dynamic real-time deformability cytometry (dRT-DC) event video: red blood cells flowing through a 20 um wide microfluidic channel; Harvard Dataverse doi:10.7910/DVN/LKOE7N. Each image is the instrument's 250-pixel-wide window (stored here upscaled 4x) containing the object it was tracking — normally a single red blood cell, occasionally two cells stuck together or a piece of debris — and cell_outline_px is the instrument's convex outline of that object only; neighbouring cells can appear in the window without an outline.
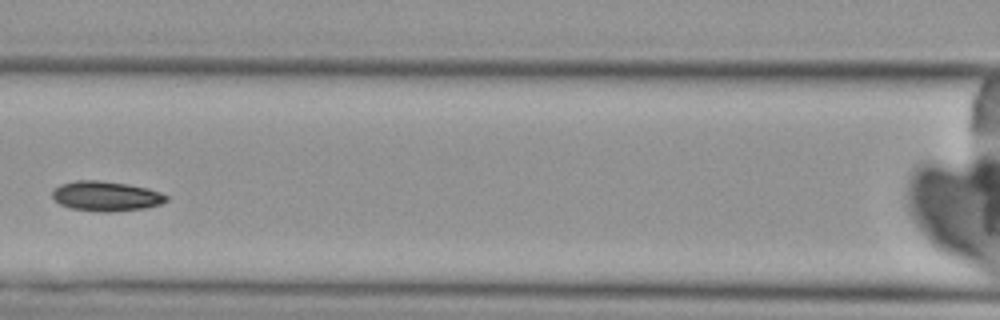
{"species": "Egyptian fruit bat (a non-hibernating species)", "species_latin": "Rousettus aegyptiacus", "temperature_condition": "cold", "stored_images_in_passage": 3, "camera_frame_rate_fps": 3000, "um_per_image_px": 0.085, "animal": {"sex": "female"}, "frame": {"image": 1, "passage_image": 3, "time_ms": 2.333, "image_size_px": [1000, 320], "cell_outline_px": [[168, 200], [160, 204], [144, 208], [108, 212], [100, 212], [72, 208], [60, 204], [52, 196], [52, 192], [60, 184], [76, 180], [100, 180], [128, 184], [148, 188], [160, 192], [168, 196]], "centroid_in_image_um": [9.03, 16.66], "position_along_channel_um": 157.6, "area_um2": 19.77}}